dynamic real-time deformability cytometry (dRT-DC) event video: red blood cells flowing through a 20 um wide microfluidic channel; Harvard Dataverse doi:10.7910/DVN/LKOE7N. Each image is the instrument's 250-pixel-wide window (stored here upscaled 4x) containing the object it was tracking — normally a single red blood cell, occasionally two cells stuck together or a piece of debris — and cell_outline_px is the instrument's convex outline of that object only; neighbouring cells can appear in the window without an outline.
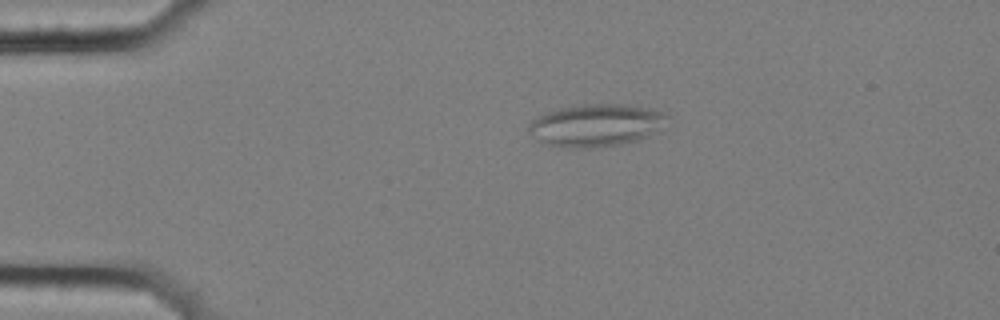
{"species": "common noctule bat (a hibernating species)", "species_latin": "Nyctalus noctula", "temperature_condition": "cold", "stored_images_in_passage": 6, "camera_frame_rate_fps": 3000, "um_per_image_px": 0.085, "animal": {"sex": "female", "body_mass_g": 25.1}, "frame": {"image": 1, "passage_image": 4, "time_ms": 1.0, "image_size_px": [1000, 320], "cell_outline_px": [[672, 116], [648, 136], [636, 140], [620, 144], [588, 148], [560, 148], [540, 144], [528, 132], [528, 124], [532, 120], [548, 112], [560, 108], [584, 104], [628, 104], [648, 108], [664, 112]], "centroid_in_image_um": [50.61, 10.66], "position_along_channel_um": 34.4, "area_um2": 34.45}}